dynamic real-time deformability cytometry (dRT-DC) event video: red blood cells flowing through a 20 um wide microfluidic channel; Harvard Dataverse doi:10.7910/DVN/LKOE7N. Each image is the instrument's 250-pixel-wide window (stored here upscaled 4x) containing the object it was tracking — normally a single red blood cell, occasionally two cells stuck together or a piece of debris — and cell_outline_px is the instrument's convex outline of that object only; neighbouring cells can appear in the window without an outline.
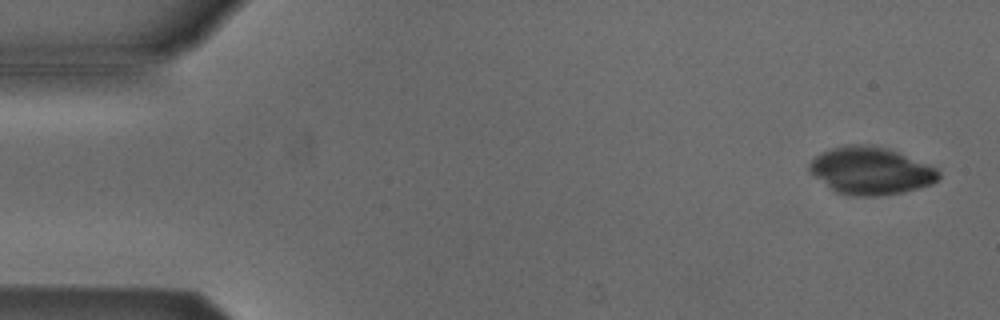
{"species": "Egyptian fruit bat (a non-hibernating species)", "species_latin": "Rousettus aegyptiacus", "temperature_condition": "cold", "stored_images_in_passage": 4, "camera_frame_rate_fps": 3000, "um_per_image_px": 0.085, "animal": {"sex": "male"}, "frame": {"image": 1, "passage_image": 1, "time_ms": 0.0, "image_size_px": [1000, 320], "cell_outline_px": [[940, 176], [932, 184], [904, 192], [876, 196], [856, 196], [836, 192], [828, 188], [808, 168], [808, 164], [820, 152], [844, 144], [872, 144], [896, 152], [936, 168], [940, 172]], "centroid_in_image_um": [73.98, 14.51], "position_along_channel_um": 11.0, "area_um2": 35.43}}